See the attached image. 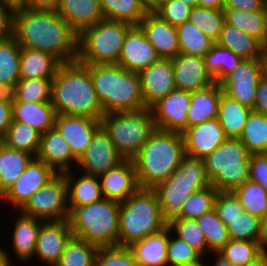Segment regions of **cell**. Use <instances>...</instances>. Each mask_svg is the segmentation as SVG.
<instances>
[{
  "mask_svg": "<svg viewBox=\"0 0 267 266\" xmlns=\"http://www.w3.org/2000/svg\"><path fill=\"white\" fill-rule=\"evenodd\" d=\"M12 36L21 47L44 51L61 63L77 59L78 35L56 11L16 6Z\"/></svg>",
  "mask_w": 267,
  "mask_h": 266,
  "instance_id": "1",
  "label": "cell"
},
{
  "mask_svg": "<svg viewBox=\"0 0 267 266\" xmlns=\"http://www.w3.org/2000/svg\"><path fill=\"white\" fill-rule=\"evenodd\" d=\"M51 103L56 115L101 119L104 114L88 64H82L77 60L60 65L51 83Z\"/></svg>",
  "mask_w": 267,
  "mask_h": 266,
  "instance_id": "2",
  "label": "cell"
},
{
  "mask_svg": "<svg viewBox=\"0 0 267 266\" xmlns=\"http://www.w3.org/2000/svg\"><path fill=\"white\" fill-rule=\"evenodd\" d=\"M185 156L182 133L156 129L133 159L139 187L153 189L166 181Z\"/></svg>",
  "mask_w": 267,
  "mask_h": 266,
  "instance_id": "3",
  "label": "cell"
},
{
  "mask_svg": "<svg viewBox=\"0 0 267 266\" xmlns=\"http://www.w3.org/2000/svg\"><path fill=\"white\" fill-rule=\"evenodd\" d=\"M104 114L145 109L139 74L118 64H88Z\"/></svg>",
  "mask_w": 267,
  "mask_h": 266,
  "instance_id": "4",
  "label": "cell"
},
{
  "mask_svg": "<svg viewBox=\"0 0 267 266\" xmlns=\"http://www.w3.org/2000/svg\"><path fill=\"white\" fill-rule=\"evenodd\" d=\"M167 226L154 190L139 187L119 204L118 246L130 247Z\"/></svg>",
  "mask_w": 267,
  "mask_h": 266,
  "instance_id": "5",
  "label": "cell"
},
{
  "mask_svg": "<svg viewBox=\"0 0 267 266\" xmlns=\"http://www.w3.org/2000/svg\"><path fill=\"white\" fill-rule=\"evenodd\" d=\"M119 204L102 198L69 211L68 222L72 235L98 248L118 246Z\"/></svg>",
  "mask_w": 267,
  "mask_h": 266,
  "instance_id": "6",
  "label": "cell"
},
{
  "mask_svg": "<svg viewBox=\"0 0 267 266\" xmlns=\"http://www.w3.org/2000/svg\"><path fill=\"white\" fill-rule=\"evenodd\" d=\"M100 122L124 160H133L156 130L150 108L103 114Z\"/></svg>",
  "mask_w": 267,
  "mask_h": 266,
  "instance_id": "7",
  "label": "cell"
},
{
  "mask_svg": "<svg viewBox=\"0 0 267 266\" xmlns=\"http://www.w3.org/2000/svg\"><path fill=\"white\" fill-rule=\"evenodd\" d=\"M212 185L203 159L185 156L177 170L169 178L156 185L160 209L169 221L181 210L184 201L194 192Z\"/></svg>",
  "mask_w": 267,
  "mask_h": 266,
  "instance_id": "8",
  "label": "cell"
},
{
  "mask_svg": "<svg viewBox=\"0 0 267 266\" xmlns=\"http://www.w3.org/2000/svg\"><path fill=\"white\" fill-rule=\"evenodd\" d=\"M132 25L103 19L77 38V61L82 64H118L125 35Z\"/></svg>",
  "mask_w": 267,
  "mask_h": 266,
  "instance_id": "9",
  "label": "cell"
},
{
  "mask_svg": "<svg viewBox=\"0 0 267 266\" xmlns=\"http://www.w3.org/2000/svg\"><path fill=\"white\" fill-rule=\"evenodd\" d=\"M250 155L238 138H227L203 158L207 176L218 192H233L249 180Z\"/></svg>",
  "mask_w": 267,
  "mask_h": 266,
  "instance_id": "10",
  "label": "cell"
},
{
  "mask_svg": "<svg viewBox=\"0 0 267 266\" xmlns=\"http://www.w3.org/2000/svg\"><path fill=\"white\" fill-rule=\"evenodd\" d=\"M43 221L68 220L67 182L64 173L36 191L18 212Z\"/></svg>",
  "mask_w": 267,
  "mask_h": 266,
  "instance_id": "11",
  "label": "cell"
},
{
  "mask_svg": "<svg viewBox=\"0 0 267 266\" xmlns=\"http://www.w3.org/2000/svg\"><path fill=\"white\" fill-rule=\"evenodd\" d=\"M264 75L263 59H243L219 84L224 94L253 109L256 89Z\"/></svg>",
  "mask_w": 267,
  "mask_h": 266,
  "instance_id": "12",
  "label": "cell"
},
{
  "mask_svg": "<svg viewBox=\"0 0 267 266\" xmlns=\"http://www.w3.org/2000/svg\"><path fill=\"white\" fill-rule=\"evenodd\" d=\"M57 174L51 166L34 157L15 183L0 197V201L20 210L36 191Z\"/></svg>",
  "mask_w": 267,
  "mask_h": 266,
  "instance_id": "13",
  "label": "cell"
},
{
  "mask_svg": "<svg viewBox=\"0 0 267 266\" xmlns=\"http://www.w3.org/2000/svg\"><path fill=\"white\" fill-rule=\"evenodd\" d=\"M190 92L175 89L150 107L156 129L183 133L187 129Z\"/></svg>",
  "mask_w": 267,
  "mask_h": 266,
  "instance_id": "14",
  "label": "cell"
},
{
  "mask_svg": "<svg viewBox=\"0 0 267 266\" xmlns=\"http://www.w3.org/2000/svg\"><path fill=\"white\" fill-rule=\"evenodd\" d=\"M123 160L107 132L100 126L85 153L78 159L75 168L78 167L77 169H81L84 174L100 176Z\"/></svg>",
  "mask_w": 267,
  "mask_h": 266,
  "instance_id": "15",
  "label": "cell"
},
{
  "mask_svg": "<svg viewBox=\"0 0 267 266\" xmlns=\"http://www.w3.org/2000/svg\"><path fill=\"white\" fill-rule=\"evenodd\" d=\"M138 74L145 108H150L157 101L176 89L171 58H160Z\"/></svg>",
  "mask_w": 267,
  "mask_h": 266,
  "instance_id": "16",
  "label": "cell"
},
{
  "mask_svg": "<svg viewBox=\"0 0 267 266\" xmlns=\"http://www.w3.org/2000/svg\"><path fill=\"white\" fill-rule=\"evenodd\" d=\"M160 59L139 26H132L126 33L118 65L139 73Z\"/></svg>",
  "mask_w": 267,
  "mask_h": 266,
  "instance_id": "17",
  "label": "cell"
},
{
  "mask_svg": "<svg viewBox=\"0 0 267 266\" xmlns=\"http://www.w3.org/2000/svg\"><path fill=\"white\" fill-rule=\"evenodd\" d=\"M72 236L68 220L44 222L38 233L34 257L43 264L55 266Z\"/></svg>",
  "mask_w": 267,
  "mask_h": 266,
  "instance_id": "18",
  "label": "cell"
},
{
  "mask_svg": "<svg viewBox=\"0 0 267 266\" xmlns=\"http://www.w3.org/2000/svg\"><path fill=\"white\" fill-rule=\"evenodd\" d=\"M100 119L78 115H56L54 127L70 145L72 154L79 159L91 143Z\"/></svg>",
  "mask_w": 267,
  "mask_h": 266,
  "instance_id": "19",
  "label": "cell"
},
{
  "mask_svg": "<svg viewBox=\"0 0 267 266\" xmlns=\"http://www.w3.org/2000/svg\"><path fill=\"white\" fill-rule=\"evenodd\" d=\"M182 136L186 155L199 159L211 154L228 138L217 118L187 128Z\"/></svg>",
  "mask_w": 267,
  "mask_h": 266,
  "instance_id": "20",
  "label": "cell"
},
{
  "mask_svg": "<svg viewBox=\"0 0 267 266\" xmlns=\"http://www.w3.org/2000/svg\"><path fill=\"white\" fill-rule=\"evenodd\" d=\"M160 58H173L180 53L177 28L149 11L138 25Z\"/></svg>",
  "mask_w": 267,
  "mask_h": 266,
  "instance_id": "21",
  "label": "cell"
},
{
  "mask_svg": "<svg viewBox=\"0 0 267 266\" xmlns=\"http://www.w3.org/2000/svg\"><path fill=\"white\" fill-rule=\"evenodd\" d=\"M172 64L176 89L194 92L215 83L206 70L203 57L179 53L172 58Z\"/></svg>",
  "mask_w": 267,
  "mask_h": 266,
  "instance_id": "22",
  "label": "cell"
},
{
  "mask_svg": "<svg viewBox=\"0 0 267 266\" xmlns=\"http://www.w3.org/2000/svg\"><path fill=\"white\" fill-rule=\"evenodd\" d=\"M103 198L125 201L138 188L133 160H123L114 168L99 176Z\"/></svg>",
  "mask_w": 267,
  "mask_h": 266,
  "instance_id": "23",
  "label": "cell"
},
{
  "mask_svg": "<svg viewBox=\"0 0 267 266\" xmlns=\"http://www.w3.org/2000/svg\"><path fill=\"white\" fill-rule=\"evenodd\" d=\"M51 166L57 173L72 170L71 162L77 166L78 159L72 154L70 145L54 127L41 134L40 148L36 156Z\"/></svg>",
  "mask_w": 267,
  "mask_h": 266,
  "instance_id": "24",
  "label": "cell"
},
{
  "mask_svg": "<svg viewBox=\"0 0 267 266\" xmlns=\"http://www.w3.org/2000/svg\"><path fill=\"white\" fill-rule=\"evenodd\" d=\"M56 13L77 35L104 19L101 0H60Z\"/></svg>",
  "mask_w": 267,
  "mask_h": 266,
  "instance_id": "25",
  "label": "cell"
},
{
  "mask_svg": "<svg viewBox=\"0 0 267 266\" xmlns=\"http://www.w3.org/2000/svg\"><path fill=\"white\" fill-rule=\"evenodd\" d=\"M12 231V247L16 259L22 263L33 259L41 225L45 222L19 212Z\"/></svg>",
  "mask_w": 267,
  "mask_h": 266,
  "instance_id": "26",
  "label": "cell"
},
{
  "mask_svg": "<svg viewBox=\"0 0 267 266\" xmlns=\"http://www.w3.org/2000/svg\"><path fill=\"white\" fill-rule=\"evenodd\" d=\"M73 170L64 172L67 182V196L69 211L74 207L85 206L103 198L99 176L81 172L74 176ZM76 177V178H74Z\"/></svg>",
  "mask_w": 267,
  "mask_h": 266,
  "instance_id": "27",
  "label": "cell"
},
{
  "mask_svg": "<svg viewBox=\"0 0 267 266\" xmlns=\"http://www.w3.org/2000/svg\"><path fill=\"white\" fill-rule=\"evenodd\" d=\"M217 43L242 59H264L267 49L259 39L226 22Z\"/></svg>",
  "mask_w": 267,
  "mask_h": 266,
  "instance_id": "28",
  "label": "cell"
},
{
  "mask_svg": "<svg viewBox=\"0 0 267 266\" xmlns=\"http://www.w3.org/2000/svg\"><path fill=\"white\" fill-rule=\"evenodd\" d=\"M169 241V226L162 231L151 234L143 240L128 247L138 266H168L167 245Z\"/></svg>",
  "mask_w": 267,
  "mask_h": 266,
  "instance_id": "29",
  "label": "cell"
},
{
  "mask_svg": "<svg viewBox=\"0 0 267 266\" xmlns=\"http://www.w3.org/2000/svg\"><path fill=\"white\" fill-rule=\"evenodd\" d=\"M220 84L190 92V109L187 113V128L217 118L222 93Z\"/></svg>",
  "mask_w": 267,
  "mask_h": 266,
  "instance_id": "30",
  "label": "cell"
},
{
  "mask_svg": "<svg viewBox=\"0 0 267 266\" xmlns=\"http://www.w3.org/2000/svg\"><path fill=\"white\" fill-rule=\"evenodd\" d=\"M55 118L56 112L51 101L12 104V120L25 123L41 134L54 128Z\"/></svg>",
  "mask_w": 267,
  "mask_h": 266,
  "instance_id": "31",
  "label": "cell"
},
{
  "mask_svg": "<svg viewBox=\"0 0 267 266\" xmlns=\"http://www.w3.org/2000/svg\"><path fill=\"white\" fill-rule=\"evenodd\" d=\"M61 64L55 56L49 53L21 47L20 78L53 79Z\"/></svg>",
  "mask_w": 267,
  "mask_h": 266,
  "instance_id": "32",
  "label": "cell"
},
{
  "mask_svg": "<svg viewBox=\"0 0 267 266\" xmlns=\"http://www.w3.org/2000/svg\"><path fill=\"white\" fill-rule=\"evenodd\" d=\"M252 109L221 93L217 119L228 138H239Z\"/></svg>",
  "mask_w": 267,
  "mask_h": 266,
  "instance_id": "33",
  "label": "cell"
},
{
  "mask_svg": "<svg viewBox=\"0 0 267 266\" xmlns=\"http://www.w3.org/2000/svg\"><path fill=\"white\" fill-rule=\"evenodd\" d=\"M33 155L12 149L3 144L0 148V197L15 183Z\"/></svg>",
  "mask_w": 267,
  "mask_h": 266,
  "instance_id": "34",
  "label": "cell"
},
{
  "mask_svg": "<svg viewBox=\"0 0 267 266\" xmlns=\"http://www.w3.org/2000/svg\"><path fill=\"white\" fill-rule=\"evenodd\" d=\"M226 23L259 39L267 47V27L262 10L247 12L235 8H223Z\"/></svg>",
  "mask_w": 267,
  "mask_h": 266,
  "instance_id": "35",
  "label": "cell"
},
{
  "mask_svg": "<svg viewBox=\"0 0 267 266\" xmlns=\"http://www.w3.org/2000/svg\"><path fill=\"white\" fill-rule=\"evenodd\" d=\"M104 19L138 26L149 10L140 0H101Z\"/></svg>",
  "mask_w": 267,
  "mask_h": 266,
  "instance_id": "36",
  "label": "cell"
},
{
  "mask_svg": "<svg viewBox=\"0 0 267 266\" xmlns=\"http://www.w3.org/2000/svg\"><path fill=\"white\" fill-rule=\"evenodd\" d=\"M203 58L207 72L218 84L233 72L243 60L230 49L219 45L217 42L213 43L210 51Z\"/></svg>",
  "mask_w": 267,
  "mask_h": 266,
  "instance_id": "37",
  "label": "cell"
},
{
  "mask_svg": "<svg viewBox=\"0 0 267 266\" xmlns=\"http://www.w3.org/2000/svg\"><path fill=\"white\" fill-rule=\"evenodd\" d=\"M238 139L250 154H267V116L251 111Z\"/></svg>",
  "mask_w": 267,
  "mask_h": 266,
  "instance_id": "38",
  "label": "cell"
},
{
  "mask_svg": "<svg viewBox=\"0 0 267 266\" xmlns=\"http://www.w3.org/2000/svg\"><path fill=\"white\" fill-rule=\"evenodd\" d=\"M40 140L41 133L39 131L25 123L12 120L3 139V144L36 157L40 148Z\"/></svg>",
  "mask_w": 267,
  "mask_h": 266,
  "instance_id": "39",
  "label": "cell"
},
{
  "mask_svg": "<svg viewBox=\"0 0 267 266\" xmlns=\"http://www.w3.org/2000/svg\"><path fill=\"white\" fill-rule=\"evenodd\" d=\"M176 28L180 53L204 57L210 51L214 42L193 23L186 21Z\"/></svg>",
  "mask_w": 267,
  "mask_h": 266,
  "instance_id": "40",
  "label": "cell"
},
{
  "mask_svg": "<svg viewBox=\"0 0 267 266\" xmlns=\"http://www.w3.org/2000/svg\"><path fill=\"white\" fill-rule=\"evenodd\" d=\"M21 46L11 36L0 40V83L17 84L20 78Z\"/></svg>",
  "mask_w": 267,
  "mask_h": 266,
  "instance_id": "41",
  "label": "cell"
},
{
  "mask_svg": "<svg viewBox=\"0 0 267 266\" xmlns=\"http://www.w3.org/2000/svg\"><path fill=\"white\" fill-rule=\"evenodd\" d=\"M195 220L205 235L208 253L219 252L230 241L227 226L219 219L215 209Z\"/></svg>",
  "mask_w": 267,
  "mask_h": 266,
  "instance_id": "42",
  "label": "cell"
},
{
  "mask_svg": "<svg viewBox=\"0 0 267 266\" xmlns=\"http://www.w3.org/2000/svg\"><path fill=\"white\" fill-rule=\"evenodd\" d=\"M233 193L245 212L260 219L267 214V192L260 184L247 180Z\"/></svg>",
  "mask_w": 267,
  "mask_h": 266,
  "instance_id": "43",
  "label": "cell"
},
{
  "mask_svg": "<svg viewBox=\"0 0 267 266\" xmlns=\"http://www.w3.org/2000/svg\"><path fill=\"white\" fill-rule=\"evenodd\" d=\"M98 247L72 236L55 266H95Z\"/></svg>",
  "mask_w": 267,
  "mask_h": 266,
  "instance_id": "44",
  "label": "cell"
},
{
  "mask_svg": "<svg viewBox=\"0 0 267 266\" xmlns=\"http://www.w3.org/2000/svg\"><path fill=\"white\" fill-rule=\"evenodd\" d=\"M218 190L210 185L192 193L182 204L181 210L173 218L196 219L215 208Z\"/></svg>",
  "mask_w": 267,
  "mask_h": 266,
  "instance_id": "45",
  "label": "cell"
},
{
  "mask_svg": "<svg viewBox=\"0 0 267 266\" xmlns=\"http://www.w3.org/2000/svg\"><path fill=\"white\" fill-rule=\"evenodd\" d=\"M188 21L198 27L214 43L218 41L225 22L222 9L199 6L191 8Z\"/></svg>",
  "mask_w": 267,
  "mask_h": 266,
  "instance_id": "46",
  "label": "cell"
},
{
  "mask_svg": "<svg viewBox=\"0 0 267 266\" xmlns=\"http://www.w3.org/2000/svg\"><path fill=\"white\" fill-rule=\"evenodd\" d=\"M172 234L189 244L203 257L208 254L207 242L203 231L195 219L171 218L168 221Z\"/></svg>",
  "mask_w": 267,
  "mask_h": 266,
  "instance_id": "47",
  "label": "cell"
},
{
  "mask_svg": "<svg viewBox=\"0 0 267 266\" xmlns=\"http://www.w3.org/2000/svg\"><path fill=\"white\" fill-rule=\"evenodd\" d=\"M263 252L259 242L230 239L217 253L235 266H245L254 261Z\"/></svg>",
  "mask_w": 267,
  "mask_h": 266,
  "instance_id": "48",
  "label": "cell"
},
{
  "mask_svg": "<svg viewBox=\"0 0 267 266\" xmlns=\"http://www.w3.org/2000/svg\"><path fill=\"white\" fill-rule=\"evenodd\" d=\"M52 79L21 78L16 84L15 102L51 101Z\"/></svg>",
  "mask_w": 267,
  "mask_h": 266,
  "instance_id": "49",
  "label": "cell"
},
{
  "mask_svg": "<svg viewBox=\"0 0 267 266\" xmlns=\"http://www.w3.org/2000/svg\"><path fill=\"white\" fill-rule=\"evenodd\" d=\"M261 219L248 212L239 213L237 217L229 220L227 226L231 240L259 242Z\"/></svg>",
  "mask_w": 267,
  "mask_h": 266,
  "instance_id": "50",
  "label": "cell"
},
{
  "mask_svg": "<svg viewBox=\"0 0 267 266\" xmlns=\"http://www.w3.org/2000/svg\"><path fill=\"white\" fill-rule=\"evenodd\" d=\"M169 227V241L167 245V265L185 266L193 264L204 258L197 250L178 238L175 234L171 237Z\"/></svg>",
  "mask_w": 267,
  "mask_h": 266,
  "instance_id": "51",
  "label": "cell"
},
{
  "mask_svg": "<svg viewBox=\"0 0 267 266\" xmlns=\"http://www.w3.org/2000/svg\"><path fill=\"white\" fill-rule=\"evenodd\" d=\"M95 266H138L128 247L111 246L99 248Z\"/></svg>",
  "mask_w": 267,
  "mask_h": 266,
  "instance_id": "52",
  "label": "cell"
},
{
  "mask_svg": "<svg viewBox=\"0 0 267 266\" xmlns=\"http://www.w3.org/2000/svg\"><path fill=\"white\" fill-rule=\"evenodd\" d=\"M191 8L181 0H166L153 12L172 26L177 27L188 21Z\"/></svg>",
  "mask_w": 267,
  "mask_h": 266,
  "instance_id": "53",
  "label": "cell"
},
{
  "mask_svg": "<svg viewBox=\"0 0 267 266\" xmlns=\"http://www.w3.org/2000/svg\"><path fill=\"white\" fill-rule=\"evenodd\" d=\"M219 219L226 225H229V220L234 219L243 213L244 210L239 199L233 192H218L215 200V208Z\"/></svg>",
  "mask_w": 267,
  "mask_h": 266,
  "instance_id": "54",
  "label": "cell"
},
{
  "mask_svg": "<svg viewBox=\"0 0 267 266\" xmlns=\"http://www.w3.org/2000/svg\"><path fill=\"white\" fill-rule=\"evenodd\" d=\"M249 180L260 184L267 192V154H251Z\"/></svg>",
  "mask_w": 267,
  "mask_h": 266,
  "instance_id": "55",
  "label": "cell"
},
{
  "mask_svg": "<svg viewBox=\"0 0 267 266\" xmlns=\"http://www.w3.org/2000/svg\"><path fill=\"white\" fill-rule=\"evenodd\" d=\"M15 7L13 4L0 1V40L13 35V15Z\"/></svg>",
  "mask_w": 267,
  "mask_h": 266,
  "instance_id": "56",
  "label": "cell"
},
{
  "mask_svg": "<svg viewBox=\"0 0 267 266\" xmlns=\"http://www.w3.org/2000/svg\"><path fill=\"white\" fill-rule=\"evenodd\" d=\"M252 111L267 116V76L264 75L256 89L255 101Z\"/></svg>",
  "mask_w": 267,
  "mask_h": 266,
  "instance_id": "57",
  "label": "cell"
},
{
  "mask_svg": "<svg viewBox=\"0 0 267 266\" xmlns=\"http://www.w3.org/2000/svg\"><path fill=\"white\" fill-rule=\"evenodd\" d=\"M265 0H223V8H235L241 11L253 12L263 9Z\"/></svg>",
  "mask_w": 267,
  "mask_h": 266,
  "instance_id": "58",
  "label": "cell"
},
{
  "mask_svg": "<svg viewBox=\"0 0 267 266\" xmlns=\"http://www.w3.org/2000/svg\"><path fill=\"white\" fill-rule=\"evenodd\" d=\"M12 121V104L0 101V139L3 140Z\"/></svg>",
  "mask_w": 267,
  "mask_h": 266,
  "instance_id": "59",
  "label": "cell"
},
{
  "mask_svg": "<svg viewBox=\"0 0 267 266\" xmlns=\"http://www.w3.org/2000/svg\"><path fill=\"white\" fill-rule=\"evenodd\" d=\"M60 0H24L21 6L30 10L56 11Z\"/></svg>",
  "mask_w": 267,
  "mask_h": 266,
  "instance_id": "60",
  "label": "cell"
},
{
  "mask_svg": "<svg viewBox=\"0 0 267 266\" xmlns=\"http://www.w3.org/2000/svg\"><path fill=\"white\" fill-rule=\"evenodd\" d=\"M0 101L8 104L16 101V84L0 83Z\"/></svg>",
  "mask_w": 267,
  "mask_h": 266,
  "instance_id": "61",
  "label": "cell"
},
{
  "mask_svg": "<svg viewBox=\"0 0 267 266\" xmlns=\"http://www.w3.org/2000/svg\"><path fill=\"white\" fill-rule=\"evenodd\" d=\"M259 244L267 252V214L261 219Z\"/></svg>",
  "mask_w": 267,
  "mask_h": 266,
  "instance_id": "62",
  "label": "cell"
},
{
  "mask_svg": "<svg viewBox=\"0 0 267 266\" xmlns=\"http://www.w3.org/2000/svg\"><path fill=\"white\" fill-rule=\"evenodd\" d=\"M197 6L211 9H223V0H197Z\"/></svg>",
  "mask_w": 267,
  "mask_h": 266,
  "instance_id": "63",
  "label": "cell"
},
{
  "mask_svg": "<svg viewBox=\"0 0 267 266\" xmlns=\"http://www.w3.org/2000/svg\"><path fill=\"white\" fill-rule=\"evenodd\" d=\"M245 266H267V252L264 251L254 261L246 264Z\"/></svg>",
  "mask_w": 267,
  "mask_h": 266,
  "instance_id": "64",
  "label": "cell"
},
{
  "mask_svg": "<svg viewBox=\"0 0 267 266\" xmlns=\"http://www.w3.org/2000/svg\"><path fill=\"white\" fill-rule=\"evenodd\" d=\"M10 259L12 258L8 256L5 249L3 250V248L0 247V266H12L13 264Z\"/></svg>",
  "mask_w": 267,
  "mask_h": 266,
  "instance_id": "65",
  "label": "cell"
},
{
  "mask_svg": "<svg viewBox=\"0 0 267 266\" xmlns=\"http://www.w3.org/2000/svg\"><path fill=\"white\" fill-rule=\"evenodd\" d=\"M215 254H216V257L214 260V265L212 266H235L234 264H232L231 262H229L228 260L220 256L218 253H215Z\"/></svg>",
  "mask_w": 267,
  "mask_h": 266,
  "instance_id": "66",
  "label": "cell"
},
{
  "mask_svg": "<svg viewBox=\"0 0 267 266\" xmlns=\"http://www.w3.org/2000/svg\"><path fill=\"white\" fill-rule=\"evenodd\" d=\"M166 0H146V8L149 11L155 10L161 3L165 2Z\"/></svg>",
  "mask_w": 267,
  "mask_h": 266,
  "instance_id": "67",
  "label": "cell"
},
{
  "mask_svg": "<svg viewBox=\"0 0 267 266\" xmlns=\"http://www.w3.org/2000/svg\"><path fill=\"white\" fill-rule=\"evenodd\" d=\"M0 1H5L13 4L14 6H19L23 3L24 0H0Z\"/></svg>",
  "mask_w": 267,
  "mask_h": 266,
  "instance_id": "68",
  "label": "cell"
},
{
  "mask_svg": "<svg viewBox=\"0 0 267 266\" xmlns=\"http://www.w3.org/2000/svg\"><path fill=\"white\" fill-rule=\"evenodd\" d=\"M262 11H263V14H264V19H265L266 27H267V0L264 1Z\"/></svg>",
  "mask_w": 267,
  "mask_h": 266,
  "instance_id": "69",
  "label": "cell"
},
{
  "mask_svg": "<svg viewBox=\"0 0 267 266\" xmlns=\"http://www.w3.org/2000/svg\"><path fill=\"white\" fill-rule=\"evenodd\" d=\"M187 5H190L191 7H196L197 6V0H181Z\"/></svg>",
  "mask_w": 267,
  "mask_h": 266,
  "instance_id": "70",
  "label": "cell"
},
{
  "mask_svg": "<svg viewBox=\"0 0 267 266\" xmlns=\"http://www.w3.org/2000/svg\"><path fill=\"white\" fill-rule=\"evenodd\" d=\"M203 259L199 260L198 262L196 263H193V264H188V265H185V266H206L207 264H203Z\"/></svg>",
  "mask_w": 267,
  "mask_h": 266,
  "instance_id": "71",
  "label": "cell"
},
{
  "mask_svg": "<svg viewBox=\"0 0 267 266\" xmlns=\"http://www.w3.org/2000/svg\"><path fill=\"white\" fill-rule=\"evenodd\" d=\"M263 61H264V71H265V75L267 76V49H266V52H265Z\"/></svg>",
  "mask_w": 267,
  "mask_h": 266,
  "instance_id": "72",
  "label": "cell"
},
{
  "mask_svg": "<svg viewBox=\"0 0 267 266\" xmlns=\"http://www.w3.org/2000/svg\"><path fill=\"white\" fill-rule=\"evenodd\" d=\"M143 4H144V6L146 7V0H140Z\"/></svg>",
  "mask_w": 267,
  "mask_h": 266,
  "instance_id": "73",
  "label": "cell"
},
{
  "mask_svg": "<svg viewBox=\"0 0 267 266\" xmlns=\"http://www.w3.org/2000/svg\"><path fill=\"white\" fill-rule=\"evenodd\" d=\"M3 145V140L0 139V148Z\"/></svg>",
  "mask_w": 267,
  "mask_h": 266,
  "instance_id": "74",
  "label": "cell"
}]
</instances>
